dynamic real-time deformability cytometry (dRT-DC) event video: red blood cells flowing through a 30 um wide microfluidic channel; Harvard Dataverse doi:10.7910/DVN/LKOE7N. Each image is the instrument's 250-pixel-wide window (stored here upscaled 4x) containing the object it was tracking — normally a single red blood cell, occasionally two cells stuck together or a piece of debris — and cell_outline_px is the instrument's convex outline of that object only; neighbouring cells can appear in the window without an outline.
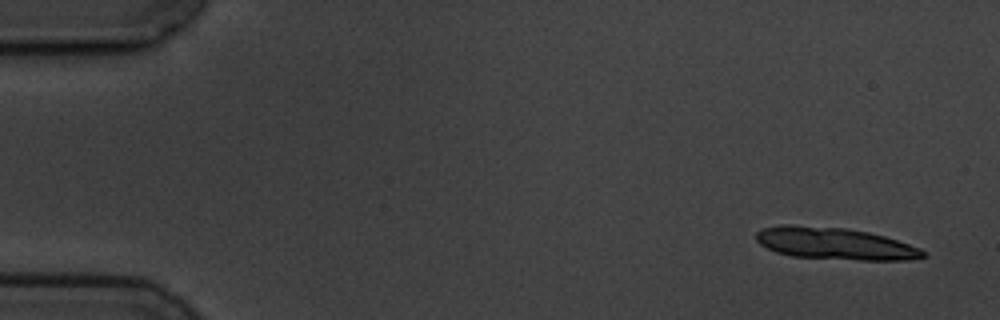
{"species": "common noctule bat (a hibernating species)", "species_latin": "Nyctalus noctula", "temperature_condition": "cold", "stored_images_in_passage": 6, "camera_frame_rate_fps": 3000, "um_per_image_px": 0.085, "animal": {"sex": "male", "body_mass_g": 19.5, "forearm_length_mm": 54.6}, "frame": {"image": 1, "passage_image": 1, "time_ms": 0.0, "image_size_px": [1000, 320], "cell_outline_px": [[928, 256], [908, 260], [860, 260], [792, 256], [776, 252], [760, 244], [756, 240], [756, 232], [764, 228], [780, 224], [792, 224], [844, 228], [868, 232], [884, 236], [920, 248]], "centroid_in_image_um": [70.94, 20.7], "position_along_channel_um": 14.1, "area_um2": 31.04}}